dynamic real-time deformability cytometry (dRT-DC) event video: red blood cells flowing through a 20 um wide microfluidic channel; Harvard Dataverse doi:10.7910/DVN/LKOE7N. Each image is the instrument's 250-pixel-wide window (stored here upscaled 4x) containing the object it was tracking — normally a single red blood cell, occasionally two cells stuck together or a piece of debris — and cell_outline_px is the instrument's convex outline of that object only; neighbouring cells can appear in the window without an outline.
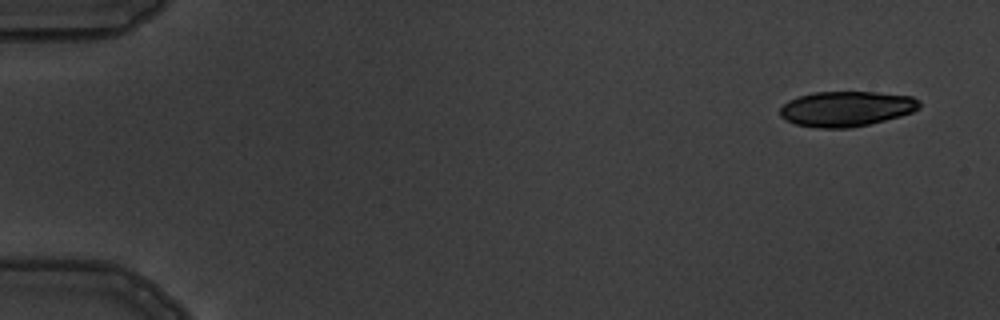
{"species": "common noctule bat (a hibernating species)", "species_latin": "Nyctalus noctula", "temperature_condition": "warm", "stored_images_in_passage": 6, "camera_frame_rate_fps": 3000, "um_per_image_px": 0.085, "animal": {"sex": "male", "body_mass_g": 19.5, "forearm_length_mm": 54.6}, "frame": {"image": 1, "passage_image": 1, "time_ms": 0.0, "image_size_px": [1000, 320], "cell_outline_px": [[920, 108], [912, 112], [900, 116], [868, 124], [848, 128], [820, 128], [796, 124], [780, 116], [780, 108], [788, 100], [812, 92], [876, 92], [912, 96], [920, 100]], "centroid_in_image_um": [71.95, 9.24], "position_along_channel_um": 13.0, "area_um2": 28.5}}